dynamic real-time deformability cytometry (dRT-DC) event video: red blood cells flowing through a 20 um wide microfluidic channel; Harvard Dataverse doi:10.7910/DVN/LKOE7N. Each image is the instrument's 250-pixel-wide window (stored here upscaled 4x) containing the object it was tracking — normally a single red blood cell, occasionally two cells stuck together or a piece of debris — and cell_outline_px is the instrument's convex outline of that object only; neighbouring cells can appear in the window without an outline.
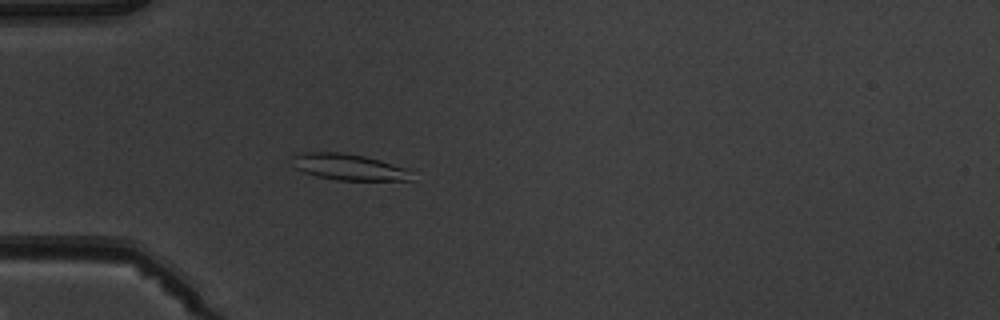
{"species": "common noctule bat (a hibernating species)", "species_latin": "Nyctalus noctula", "temperature_condition": "warm", "stored_images_in_passage": 5, "camera_frame_rate_fps": 3000, "um_per_image_px": 0.085, "animal": {"sex": "male", "body_mass_g": 19.5, "forearm_length_mm": 54.6}, "frame": {"image": 1, "passage_image": 5, "time_ms": 4.667, "image_size_px": [1000, 320], "cell_outline_px": [[412, 180], [336, 180], [316, 176], [304, 172], [296, 168], [292, 156], [296, 152], [340, 152], [364, 156], [380, 160], [408, 168]], "centroid_in_image_um": [29.62, 14.19], "position_along_channel_um": 55.4, "area_um2": 18.21}}